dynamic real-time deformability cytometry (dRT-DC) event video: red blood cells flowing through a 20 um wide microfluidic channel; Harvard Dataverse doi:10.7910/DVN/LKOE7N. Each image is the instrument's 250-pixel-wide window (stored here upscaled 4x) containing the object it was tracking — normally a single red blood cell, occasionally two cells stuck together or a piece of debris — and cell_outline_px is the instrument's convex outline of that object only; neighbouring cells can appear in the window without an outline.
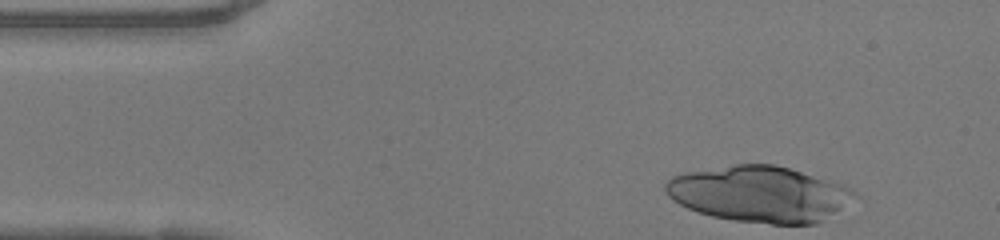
{"species": "human", "species_latin": "Homo sapiens", "temperature_condition": "warm", "stored_images_in_passage": 9, "camera_frame_rate_fps": 3000, "um_per_image_px": 0.085, "donor": {"sex": "female"}, "frame": {"image": 1, "passage_image": 1, "time_ms": 0.0, "image_size_px": [1000, 240], "cell_outline_px": [[856, 196], [840, 208], [816, 224], [772, 224], [736, 220], [712, 216], [688, 208], [672, 200], [668, 196], [664, 188], [664, 184], [672, 176], [684, 172], [736, 164], [776, 164], [836, 180], [852, 188], [856, 192]], "centroid_in_image_um": [64.56, 16.46], "position_along_channel_um": 20.4, "area_um2": 61.85}}